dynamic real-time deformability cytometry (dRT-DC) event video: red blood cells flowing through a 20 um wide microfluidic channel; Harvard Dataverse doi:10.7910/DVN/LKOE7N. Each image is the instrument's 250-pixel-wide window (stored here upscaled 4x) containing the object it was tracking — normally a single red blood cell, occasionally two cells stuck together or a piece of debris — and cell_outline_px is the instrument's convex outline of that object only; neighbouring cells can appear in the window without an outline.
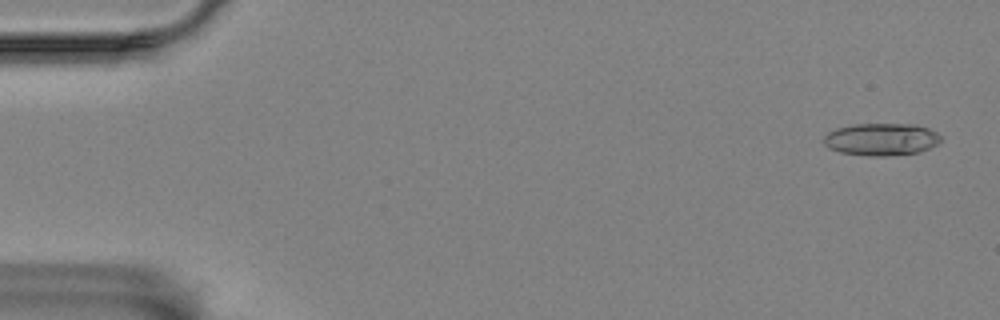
{"species": "Egyptian fruit bat (a non-hibernating species)", "species_latin": "Rousettus aegyptiacus", "temperature_condition": "room temperature", "stored_images_in_passage": 53, "camera_frame_rate_fps": 3000, "um_per_image_px": 0.085, "animal": {"sex": "female"}, "frame": {"image": 1, "passage_image": 2, "time_ms": 0.333, "image_size_px": [1000, 320], "cell_outline_px": [[940, 140], [936, 144], [920, 152], [884, 156], [872, 156], [840, 152], [828, 148], [824, 144], [824, 136], [828, 132], [836, 128], [852, 124], [916, 124], [928, 128], [936, 132], [940, 136]], "centroid_in_image_um": [74.89, 11.83], "position_along_channel_um": 10.1, "area_um2": 22.02}}
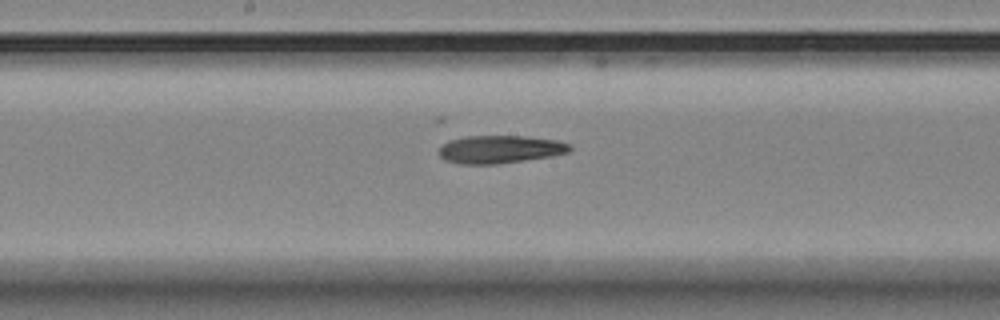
{"frame": {"image": 2, "passage_image": 30, "time_ms": 9.667, "image_size_px": [1000, 320], "cell_outline_px": [[572, 148], [568, 152], [552, 156], [496, 164], [460, 164], [444, 160], [436, 152], [444, 144], [452, 140], [468, 136], [528, 136], [556, 140], [568, 144]], "centroid_in_image_um": [42.48, 12.7], "position_along_channel_um": 205.7, "area_um2": 21.15}}
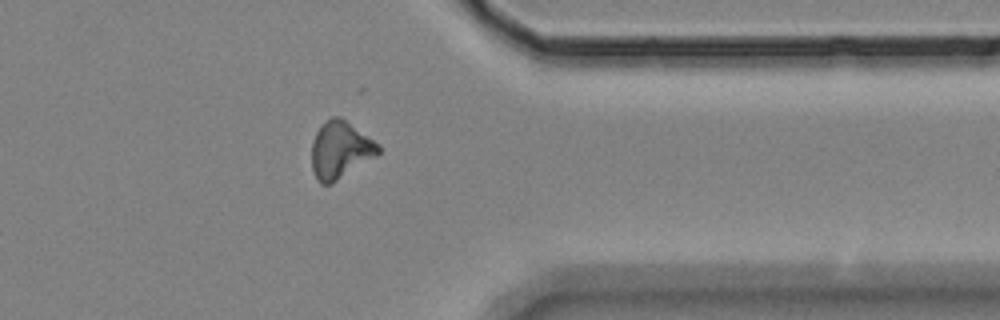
{"frame": {"image": 3, "passage_image": 46, "time_ms": 15.0, "image_size_px": [1000, 320], "cell_outline_px": [[380, 152], [376, 156], [332, 184], [320, 184], [316, 180], [312, 168], [312, 140], [320, 124], [332, 116], [340, 116], [380, 144]], "centroid_in_image_um": [28.91, 12.74], "position_along_channel_um": 382.5, "area_um2": 22.43}}